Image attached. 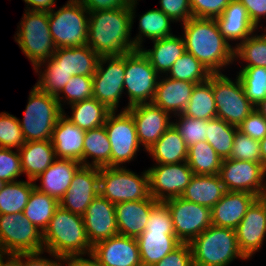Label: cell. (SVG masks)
I'll return each instance as SVG.
<instances>
[{
	"label": "cell",
	"mask_w": 266,
	"mask_h": 266,
	"mask_svg": "<svg viewBox=\"0 0 266 266\" xmlns=\"http://www.w3.org/2000/svg\"><path fill=\"white\" fill-rule=\"evenodd\" d=\"M125 66L126 53L121 56H101L92 76L93 97L111 111H117L124 93Z\"/></svg>",
	"instance_id": "4fadbf2b"
},
{
	"label": "cell",
	"mask_w": 266,
	"mask_h": 266,
	"mask_svg": "<svg viewBox=\"0 0 266 266\" xmlns=\"http://www.w3.org/2000/svg\"><path fill=\"white\" fill-rule=\"evenodd\" d=\"M136 240L142 266H154L181 244L175 234L157 231H143Z\"/></svg>",
	"instance_id": "f546056e"
},
{
	"label": "cell",
	"mask_w": 266,
	"mask_h": 266,
	"mask_svg": "<svg viewBox=\"0 0 266 266\" xmlns=\"http://www.w3.org/2000/svg\"><path fill=\"white\" fill-rule=\"evenodd\" d=\"M139 16V32L132 38L136 49L143 47L145 38L153 41L173 35L171 22L174 21L160 9H151Z\"/></svg>",
	"instance_id": "e575fe53"
},
{
	"label": "cell",
	"mask_w": 266,
	"mask_h": 266,
	"mask_svg": "<svg viewBox=\"0 0 266 266\" xmlns=\"http://www.w3.org/2000/svg\"><path fill=\"white\" fill-rule=\"evenodd\" d=\"M211 74L192 54L185 52L174 62L166 76L175 80L199 84L207 81Z\"/></svg>",
	"instance_id": "b9f144b4"
},
{
	"label": "cell",
	"mask_w": 266,
	"mask_h": 266,
	"mask_svg": "<svg viewBox=\"0 0 266 266\" xmlns=\"http://www.w3.org/2000/svg\"><path fill=\"white\" fill-rule=\"evenodd\" d=\"M100 56L87 44L70 48H56L52 57L46 62L54 70H64L70 75L92 77L98 66Z\"/></svg>",
	"instance_id": "7402d4cb"
},
{
	"label": "cell",
	"mask_w": 266,
	"mask_h": 266,
	"mask_svg": "<svg viewBox=\"0 0 266 266\" xmlns=\"http://www.w3.org/2000/svg\"><path fill=\"white\" fill-rule=\"evenodd\" d=\"M255 109L266 119V98L260 101L255 106Z\"/></svg>",
	"instance_id": "e7e4bbea"
},
{
	"label": "cell",
	"mask_w": 266,
	"mask_h": 266,
	"mask_svg": "<svg viewBox=\"0 0 266 266\" xmlns=\"http://www.w3.org/2000/svg\"><path fill=\"white\" fill-rule=\"evenodd\" d=\"M215 20L220 33L229 44H231L230 41H237L234 48L258 30L251 21L247 9L238 0H231L222 14ZM238 41L240 42L238 43Z\"/></svg>",
	"instance_id": "83f0119b"
},
{
	"label": "cell",
	"mask_w": 266,
	"mask_h": 266,
	"mask_svg": "<svg viewBox=\"0 0 266 266\" xmlns=\"http://www.w3.org/2000/svg\"><path fill=\"white\" fill-rule=\"evenodd\" d=\"M87 237L92 246L119 234L115 205L98 195L83 215Z\"/></svg>",
	"instance_id": "44dd1931"
},
{
	"label": "cell",
	"mask_w": 266,
	"mask_h": 266,
	"mask_svg": "<svg viewBox=\"0 0 266 266\" xmlns=\"http://www.w3.org/2000/svg\"><path fill=\"white\" fill-rule=\"evenodd\" d=\"M29 93L23 120L19 119L25 142L51 141L52 132L64 108L60 107L56 96L42 92L35 85Z\"/></svg>",
	"instance_id": "5b68a950"
},
{
	"label": "cell",
	"mask_w": 266,
	"mask_h": 266,
	"mask_svg": "<svg viewBox=\"0 0 266 266\" xmlns=\"http://www.w3.org/2000/svg\"><path fill=\"white\" fill-rule=\"evenodd\" d=\"M61 94L64 96H61ZM89 98H93V79L84 75H73L56 96L61 108L64 107L66 102L67 105H71Z\"/></svg>",
	"instance_id": "f6af8a7d"
},
{
	"label": "cell",
	"mask_w": 266,
	"mask_h": 266,
	"mask_svg": "<svg viewBox=\"0 0 266 266\" xmlns=\"http://www.w3.org/2000/svg\"><path fill=\"white\" fill-rule=\"evenodd\" d=\"M263 30L265 33H253L235 47L234 60L245 62L243 67H266V29Z\"/></svg>",
	"instance_id": "7bdbcfd3"
},
{
	"label": "cell",
	"mask_w": 266,
	"mask_h": 266,
	"mask_svg": "<svg viewBox=\"0 0 266 266\" xmlns=\"http://www.w3.org/2000/svg\"><path fill=\"white\" fill-rule=\"evenodd\" d=\"M174 117L176 121L172 122V124L176 127L188 147L206 140L207 120L192 118L183 114L175 115Z\"/></svg>",
	"instance_id": "7dc6e473"
},
{
	"label": "cell",
	"mask_w": 266,
	"mask_h": 266,
	"mask_svg": "<svg viewBox=\"0 0 266 266\" xmlns=\"http://www.w3.org/2000/svg\"><path fill=\"white\" fill-rule=\"evenodd\" d=\"M91 256L100 266H142L136 238L119 234L96 243Z\"/></svg>",
	"instance_id": "ffe728a7"
},
{
	"label": "cell",
	"mask_w": 266,
	"mask_h": 266,
	"mask_svg": "<svg viewBox=\"0 0 266 266\" xmlns=\"http://www.w3.org/2000/svg\"><path fill=\"white\" fill-rule=\"evenodd\" d=\"M10 258V256L6 255L4 252L0 251V266H2L8 259Z\"/></svg>",
	"instance_id": "03108f58"
},
{
	"label": "cell",
	"mask_w": 266,
	"mask_h": 266,
	"mask_svg": "<svg viewBox=\"0 0 266 266\" xmlns=\"http://www.w3.org/2000/svg\"><path fill=\"white\" fill-rule=\"evenodd\" d=\"M22 174L19 151L0 147V179L6 183L15 182Z\"/></svg>",
	"instance_id": "f907efd6"
},
{
	"label": "cell",
	"mask_w": 266,
	"mask_h": 266,
	"mask_svg": "<svg viewBox=\"0 0 266 266\" xmlns=\"http://www.w3.org/2000/svg\"><path fill=\"white\" fill-rule=\"evenodd\" d=\"M98 195L99 168L82 165L74 174L71 185L59 204L63 209L83 216Z\"/></svg>",
	"instance_id": "e0dca14e"
},
{
	"label": "cell",
	"mask_w": 266,
	"mask_h": 266,
	"mask_svg": "<svg viewBox=\"0 0 266 266\" xmlns=\"http://www.w3.org/2000/svg\"><path fill=\"white\" fill-rule=\"evenodd\" d=\"M208 80L212 84L217 118L238 127L255 108L245 96L239 77L236 75L232 80L223 73H212Z\"/></svg>",
	"instance_id": "9c48e42d"
},
{
	"label": "cell",
	"mask_w": 266,
	"mask_h": 266,
	"mask_svg": "<svg viewBox=\"0 0 266 266\" xmlns=\"http://www.w3.org/2000/svg\"><path fill=\"white\" fill-rule=\"evenodd\" d=\"M147 171L150 196L158 202L181 197L194 175L187 161L175 164H156Z\"/></svg>",
	"instance_id": "2e32d148"
},
{
	"label": "cell",
	"mask_w": 266,
	"mask_h": 266,
	"mask_svg": "<svg viewBox=\"0 0 266 266\" xmlns=\"http://www.w3.org/2000/svg\"><path fill=\"white\" fill-rule=\"evenodd\" d=\"M99 195L114 205L147 199L150 196L148 171L138 175L125 166L99 168Z\"/></svg>",
	"instance_id": "ba28073f"
},
{
	"label": "cell",
	"mask_w": 266,
	"mask_h": 266,
	"mask_svg": "<svg viewBox=\"0 0 266 266\" xmlns=\"http://www.w3.org/2000/svg\"><path fill=\"white\" fill-rule=\"evenodd\" d=\"M59 206L60 204L57 199L34 188L23 213L33 225L41 232H44Z\"/></svg>",
	"instance_id": "8d00e7d4"
},
{
	"label": "cell",
	"mask_w": 266,
	"mask_h": 266,
	"mask_svg": "<svg viewBox=\"0 0 266 266\" xmlns=\"http://www.w3.org/2000/svg\"><path fill=\"white\" fill-rule=\"evenodd\" d=\"M137 4L89 12L87 45L100 57L121 56L136 50L131 31Z\"/></svg>",
	"instance_id": "6da1fadb"
},
{
	"label": "cell",
	"mask_w": 266,
	"mask_h": 266,
	"mask_svg": "<svg viewBox=\"0 0 266 266\" xmlns=\"http://www.w3.org/2000/svg\"><path fill=\"white\" fill-rule=\"evenodd\" d=\"M45 251L34 252V253H18L10 256V258L17 264V266H63L64 259L57 257L51 253L52 258L43 257Z\"/></svg>",
	"instance_id": "9f6ffc18"
},
{
	"label": "cell",
	"mask_w": 266,
	"mask_h": 266,
	"mask_svg": "<svg viewBox=\"0 0 266 266\" xmlns=\"http://www.w3.org/2000/svg\"><path fill=\"white\" fill-rule=\"evenodd\" d=\"M152 42V49L146 50L142 47L141 50L148 57L157 73L160 76L166 75L174 62L186 52L183 37L171 35Z\"/></svg>",
	"instance_id": "1f68e13d"
},
{
	"label": "cell",
	"mask_w": 266,
	"mask_h": 266,
	"mask_svg": "<svg viewBox=\"0 0 266 266\" xmlns=\"http://www.w3.org/2000/svg\"><path fill=\"white\" fill-rule=\"evenodd\" d=\"M85 132L66 117L64 110L51 136L56 158L74 159L83 165Z\"/></svg>",
	"instance_id": "484cf974"
},
{
	"label": "cell",
	"mask_w": 266,
	"mask_h": 266,
	"mask_svg": "<svg viewBox=\"0 0 266 266\" xmlns=\"http://www.w3.org/2000/svg\"><path fill=\"white\" fill-rule=\"evenodd\" d=\"M238 1L244 5V7L247 9L251 21L257 28H259L261 20L266 17V0H238Z\"/></svg>",
	"instance_id": "680465c9"
},
{
	"label": "cell",
	"mask_w": 266,
	"mask_h": 266,
	"mask_svg": "<svg viewBox=\"0 0 266 266\" xmlns=\"http://www.w3.org/2000/svg\"><path fill=\"white\" fill-rule=\"evenodd\" d=\"M63 266H100L92 256L89 259L84 257H70L64 259Z\"/></svg>",
	"instance_id": "6125c7cd"
},
{
	"label": "cell",
	"mask_w": 266,
	"mask_h": 266,
	"mask_svg": "<svg viewBox=\"0 0 266 266\" xmlns=\"http://www.w3.org/2000/svg\"><path fill=\"white\" fill-rule=\"evenodd\" d=\"M159 202L147 199L115 204L116 223L119 235L137 238L145 230L151 210Z\"/></svg>",
	"instance_id": "d4e9b609"
},
{
	"label": "cell",
	"mask_w": 266,
	"mask_h": 266,
	"mask_svg": "<svg viewBox=\"0 0 266 266\" xmlns=\"http://www.w3.org/2000/svg\"><path fill=\"white\" fill-rule=\"evenodd\" d=\"M258 197L252 193L226 191L211 208V222L217 227L235 229L245 216L247 209Z\"/></svg>",
	"instance_id": "cb8c5ba5"
},
{
	"label": "cell",
	"mask_w": 266,
	"mask_h": 266,
	"mask_svg": "<svg viewBox=\"0 0 266 266\" xmlns=\"http://www.w3.org/2000/svg\"><path fill=\"white\" fill-rule=\"evenodd\" d=\"M0 251L8 256L44 251L43 232L23 212L1 214Z\"/></svg>",
	"instance_id": "30bf717a"
},
{
	"label": "cell",
	"mask_w": 266,
	"mask_h": 266,
	"mask_svg": "<svg viewBox=\"0 0 266 266\" xmlns=\"http://www.w3.org/2000/svg\"><path fill=\"white\" fill-rule=\"evenodd\" d=\"M238 130L254 140L261 141L266 137V119L254 108L238 126Z\"/></svg>",
	"instance_id": "db71d44e"
},
{
	"label": "cell",
	"mask_w": 266,
	"mask_h": 266,
	"mask_svg": "<svg viewBox=\"0 0 266 266\" xmlns=\"http://www.w3.org/2000/svg\"><path fill=\"white\" fill-rule=\"evenodd\" d=\"M146 152L155 164H175L187 160L188 146L172 124Z\"/></svg>",
	"instance_id": "d6a6232c"
},
{
	"label": "cell",
	"mask_w": 266,
	"mask_h": 266,
	"mask_svg": "<svg viewBox=\"0 0 266 266\" xmlns=\"http://www.w3.org/2000/svg\"><path fill=\"white\" fill-rule=\"evenodd\" d=\"M18 151L23 173L32 181L56 159L54 147L49 140L25 142Z\"/></svg>",
	"instance_id": "f1b7e54d"
},
{
	"label": "cell",
	"mask_w": 266,
	"mask_h": 266,
	"mask_svg": "<svg viewBox=\"0 0 266 266\" xmlns=\"http://www.w3.org/2000/svg\"><path fill=\"white\" fill-rule=\"evenodd\" d=\"M2 266H17V264L11 258H9Z\"/></svg>",
	"instance_id": "003e7915"
},
{
	"label": "cell",
	"mask_w": 266,
	"mask_h": 266,
	"mask_svg": "<svg viewBox=\"0 0 266 266\" xmlns=\"http://www.w3.org/2000/svg\"><path fill=\"white\" fill-rule=\"evenodd\" d=\"M261 163L266 169V137L260 141Z\"/></svg>",
	"instance_id": "be15d7a7"
},
{
	"label": "cell",
	"mask_w": 266,
	"mask_h": 266,
	"mask_svg": "<svg viewBox=\"0 0 266 266\" xmlns=\"http://www.w3.org/2000/svg\"><path fill=\"white\" fill-rule=\"evenodd\" d=\"M5 184L6 182L0 179V191L4 187Z\"/></svg>",
	"instance_id": "89a4df30"
},
{
	"label": "cell",
	"mask_w": 266,
	"mask_h": 266,
	"mask_svg": "<svg viewBox=\"0 0 266 266\" xmlns=\"http://www.w3.org/2000/svg\"><path fill=\"white\" fill-rule=\"evenodd\" d=\"M195 85L190 81L159 76L152 103L171 116L182 114L189 103Z\"/></svg>",
	"instance_id": "4316f807"
},
{
	"label": "cell",
	"mask_w": 266,
	"mask_h": 266,
	"mask_svg": "<svg viewBox=\"0 0 266 266\" xmlns=\"http://www.w3.org/2000/svg\"><path fill=\"white\" fill-rule=\"evenodd\" d=\"M116 112L108 114L104 127L111 144V167H122L123 163L134 160L141 144L132 115L122 109Z\"/></svg>",
	"instance_id": "7c38bea8"
},
{
	"label": "cell",
	"mask_w": 266,
	"mask_h": 266,
	"mask_svg": "<svg viewBox=\"0 0 266 266\" xmlns=\"http://www.w3.org/2000/svg\"><path fill=\"white\" fill-rule=\"evenodd\" d=\"M83 166L111 167V144L104 125L85 132Z\"/></svg>",
	"instance_id": "836d02e7"
},
{
	"label": "cell",
	"mask_w": 266,
	"mask_h": 266,
	"mask_svg": "<svg viewBox=\"0 0 266 266\" xmlns=\"http://www.w3.org/2000/svg\"><path fill=\"white\" fill-rule=\"evenodd\" d=\"M237 76L254 107L266 98V67H241Z\"/></svg>",
	"instance_id": "ee69618b"
},
{
	"label": "cell",
	"mask_w": 266,
	"mask_h": 266,
	"mask_svg": "<svg viewBox=\"0 0 266 266\" xmlns=\"http://www.w3.org/2000/svg\"><path fill=\"white\" fill-rule=\"evenodd\" d=\"M206 141L221 157L230 158L234 137L238 127L228 124L222 119L214 118L207 120Z\"/></svg>",
	"instance_id": "60d3db41"
},
{
	"label": "cell",
	"mask_w": 266,
	"mask_h": 266,
	"mask_svg": "<svg viewBox=\"0 0 266 266\" xmlns=\"http://www.w3.org/2000/svg\"><path fill=\"white\" fill-rule=\"evenodd\" d=\"M82 164L74 159L56 158L54 162L33 182L35 188L58 201H60L65 192L69 189L71 181L76 171ZM40 180L37 185L36 181Z\"/></svg>",
	"instance_id": "603a6c76"
},
{
	"label": "cell",
	"mask_w": 266,
	"mask_h": 266,
	"mask_svg": "<svg viewBox=\"0 0 266 266\" xmlns=\"http://www.w3.org/2000/svg\"><path fill=\"white\" fill-rule=\"evenodd\" d=\"M230 158L261 163L260 141L254 140L237 130Z\"/></svg>",
	"instance_id": "681fc988"
},
{
	"label": "cell",
	"mask_w": 266,
	"mask_h": 266,
	"mask_svg": "<svg viewBox=\"0 0 266 266\" xmlns=\"http://www.w3.org/2000/svg\"><path fill=\"white\" fill-rule=\"evenodd\" d=\"M126 5H132L138 3V0H123Z\"/></svg>",
	"instance_id": "a7ac6f4b"
},
{
	"label": "cell",
	"mask_w": 266,
	"mask_h": 266,
	"mask_svg": "<svg viewBox=\"0 0 266 266\" xmlns=\"http://www.w3.org/2000/svg\"><path fill=\"white\" fill-rule=\"evenodd\" d=\"M226 193V188L218 174L193 175L182 194L187 201L212 208Z\"/></svg>",
	"instance_id": "4dcf8cb0"
},
{
	"label": "cell",
	"mask_w": 266,
	"mask_h": 266,
	"mask_svg": "<svg viewBox=\"0 0 266 266\" xmlns=\"http://www.w3.org/2000/svg\"><path fill=\"white\" fill-rule=\"evenodd\" d=\"M193 266H228L247 258L239 249L235 229L209 226L191 243Z\"/></svg>",
	"instance_id": "277c9868"
},
{
	"label": "cell",
	"mask_w": 266,
	"mask_h": 266,
	"mask_svg": "<svg viewBox=\"0 0 266 266\" xmlns=\"http://www.w3.org/2000/svg\"><path fill=\"white\" fill-rule=\"evenodd\" d=\"M81 3L89 12L112 10L124 8L123 0H76Z\"/></svg>",
	"instance_id": "91938a15"
},
{
	"label": "cell",
	"mask_w": 266,
	"mask_h": 266,
	"mask_svg": "<svg viewBox=\"0 0 266 266\" xmlns=\"http://www.w3.org/2000/svg\"><path fill=\"white\" fill-rule=\"evenodd\" d=\"M160 10L174 22L185 23L192 16L190 0H160Z\"/></svg>",
	"instance_id": "11a10c76"
},
{
	"label": "cell",
	"mask_w": 266,
	"mask_h": 266,
	"mask_svg": "<svg viewBox=\"0 0 266 266\" xmlns=\"http://www.w3.org/2000/svg\"><path fill=\"white\" fill-rule=\"evenodd\" d=\"M44 251L62 259L91 256L83 216L59 206L43 232ZM85 255V256H84Z\"/></svg>",
	"instance_id": "3957f363"
},
{
	"label": "cell",
	"mask_w": 266,
	"mask_h": 266,
	"mask_svg": "<svg viewBox=\"0 0 266 266\" xmlns=\"http://www.w3.org/2000/svg\"><path fill=\"white\" fill-rule=\"evenodd\" d=\"M235 233L240 251L249 260L266 239V204L261 198H257L247 209Z\"/></svg>",
	"instance_id": "d6986e66"
},
{
	"label": "cell",
	"mask_w": 266,
	"mask_h": 266,
	"mask_svg": "<svg viewBox=\"0 0 266 266\" xmlns=\"http://www.w3.org/2000/svg\"><path fill=\"white\" fill-rule=\"evenodd\" d=\"M27 5L26 10L46 11L52 10L56 4V0H23Z\"/></svg>",
	"instance_id": "94428289"
},
{
	"label": "cell",
	"mask_w": 266,
	"mask_h": 266,
	"mask_svg": "<svg viewBox=\"0 0 266 266\" xmlns=\"http://www.w3.org/2000/svg\"><path fill=\"white\" fill-rule=\"evenodd\" d=\"M70 107L72 115H66V117L84 131L103 126L111 112L94 97L71 104Z\"/></svg>",
	"instance_id": "d590c367"
},
{
	"label": "cell",
	"mask_w": 266,
	"mask_h": 266,
	"mask_svg": "<svg viewBox=\"0 0 266 266\" xmlns=\"http://www.w3.org/2000/svg\"><path fill=\"white\" fill-rule=\"evenodd\" d=\"M260 198H261V199L265 202V204H266V193L263 194Z\"/></svg>",
	"instance_id": "2644e50d"
},
{
	"label": "cell",
	"mask_w": 266,
	"mask_h": 266,
	"mask_svg": "<svg viewBox=\"0 0 266 266\" xmlns=\"http://www.w3.org/2000/svg\"><path fill=\"white\" fill-rule=\"evenodd\" d=\"M182 114L204 120L217 118L212 84L209 80L194 86L189 103Z\"/></svg>",
	"instance_id": "f35d334b"
},
{
	"label": "cell",
	"mask_w": 266,
	"mask_h": 266,
	"mask_svg": "<svg viewBox=\"0 0 266 266\" xmlns=\"http://www.w3.org/2000/svg\"><path fill=\"white\" fill-rule=\"evenodd\" d=\"M34 188L32 180L6 183L0 191V215L23 212Z\"/></svg>",
	"instance_id": "ab89813d"
},
{
	"label": "cell",
	"mask_w": 266,
	"mask_h": 266,
	"mask_svg": "<svg viewBox=\"0 0 266 266\" xmlns=\"http://www.w3.org/2000/svg\"><path fill=\"white\" fill-rule=\"evenodd\" d=\"M163 203L171 214L175 236L181 243H191L212 225L211 209L206 206L182 197L170 198Z\"/></svg>",
	"instance_id": "5bb4252c"
},
{
	"label": "cell",
	"mask_w": 266,
	"mask_h": 266,
	"mask_svg": "<svg viewBox=\"0 0 266 266\" xmlns=\"http://www.w3.org/2000/svg\"><path fill=\"white\" fill-rule=\"evenodd\" d=\"M187 163L195 175L219 174L222 159L205 140L188 147Z\"/></svg>",
	"instance_id": "74e56055"
},
{
	"label": "cell",
	"mask_w": 266,
	"mask_h": 266,
	"mask_svg": "<svg viewBox=\"0 0 266 266\" xmlns=\"http://www.w3.org/2000/svg\"><path fill=\"white\" fill-rule=\"evenodd\" d=\"M42 65L45 67L43 70ZM34 70L35 73L39 75V79L35 86L42 92H46L54 96H57L61 92L72 77V75H70L67 71L54 70L46 61L37 65Z\"/></svg>",
	"instance_id": "bcb514c9"
},
{
	"label": "cell",
	"mask_w": 266,
	"mask_h": 266,
	"mask_svg": "<svg viewBox=\"0 0 266 266\" xmlns=\"http://www.w3.org/2000/svg\"><path fill=\"white\" fill-rule=\"evenodd\" d=\"M127 111L134 119L138 140L144 151L149 150L172 125L170 119L173 116L152 102L136 104L128 107Z\"/></svg>",
	"instance_id": "ac0fdd59"
},
{
	"label": "cell",
	"mask_w": 266,
	"mask_h": 266,
	"mask_svg": "<svg viewBox=\"0 0 266 266\" xmlns=\"http://www.w3.org/2000/svg\"><path fill=\"white\" fill-rule=\"evenodd\" d=\"M25 144L19 119L8 112L0 113V147L19 150Z\"/></svg>",
	"instance_id": "c3c4849f"
},
{
	"label": "cell",
	"mask_w": 266,
	"mask_h": 266,
	"mask_svg": "<svg viewBox=\"0 0 266 266\" xmlns=\"http://www.w3.org/2000/svg\"><path fill=\"white\" fill-rule=\"evenodd\" d=\"M154 266H193L190 243H181Z\"/></svg>",
	"instance_id": "6f0895ef"
},
{
	"label": "cell",
	"mask_w": 266,
	"mask_h": 266,
	"mask_svg": "<svg viewBox=\"0 0 266 266\" xmlns=\"http://www.w3.org/2000/svg\"><path fill=\"white\" fill-rule=\"evenodd\" d=\"M24 10L14 38L34 69L50 59L56 47L49 30L48 12Z\"/></svg>",
	"instance_id": "8992f818"
},
{
	"label": "cell",
	"mask_w": 266,
	"mask_h": 266,
	"mask_svg": "<svg viewBox=\"0 0 266 266\" xmlns=\"http://www.w3.org/2000/svg\"><path fill=\"white\" fill-rule=\"evenodd\" d=\"M49 30L56 48L87 44L89 11L78 1L68 0L55 11L48 12Z\"/></svg>",
	"instance_id": "52a82bcc"
},
{
	"label": "cell",
	"mask_w": 266,
	"mask_h": 266,
	"mask_svg": "<svg viewBox=\"0 0 266 266\" xmlns=\"http://www.w3.org/2000/svg\"><path fill=\"white\" fill-rule=\"evenodd\" d=\"M144 231L175 234L171 214L163 202H159L150 212Z\"/></svg>",
	"instance_id": "816d5d0a"
},
{
	"label": "cell",
	"mask_w": 266,
	"mask_h": 266,
	"mask_svg": "<svg viewBox=\"0 0 266 266\" xmlns=\"http://www.w3.org/2000/svg\"><path fill=\"white\" fill-rule=\"evenodd\" d=\"M181 24L186 52L211 73H222L223 68L233 64L235 48L220 33L215 19L191 17Z\"/></svg>",
	"instance_id": "7a4b0ae2"
},
{
	"label": "cell",
	"mask_w": 266,
	"mask_h": 266,
	"mask_svg": "<svg viewBox=\"0 0 266 266\" xmlns=\"http://www.w3.org/2000/svg\"><path fill=\"white\" fill-rule=\"evenodd\" d=\"M231 0H190L192 16L196 18L216 19Z\"/></svg>",
	"instance_id": "f5cc1de1"
},
{
	"label": "cell",
	"mask_w": 266,
	"mask_h": 266,
	"mask_svg": "<svg viewBox=\"0 0 266 266\" xmlns=\"http://www.w3.org/2000/svg\"><path fill=\"white\" fill-rule=\"evenodd\" d=\"M159 76L141 49L126 53L124 89L129 102L122 109L127 110L136 104L151 103Z\"/></svg>",
	"instance_id": "8fae6325"
},
{
	"label": "cell",
	"mask_w": 266,
	"mask_h": 266,
	"mask_svg": "<svg viewBox=\"0 0 266 266\" xmlns=\"http://www.w3.org/2000/svg\"><path fill=\"white\" fill-rule=\"evenodd\" d=\"M218 175L226 191L252 193L258 198L266 193V169L262 163L223 159Z\"/></svg>",
	"instance_id": "9a60e30c"
}]
</instances>
